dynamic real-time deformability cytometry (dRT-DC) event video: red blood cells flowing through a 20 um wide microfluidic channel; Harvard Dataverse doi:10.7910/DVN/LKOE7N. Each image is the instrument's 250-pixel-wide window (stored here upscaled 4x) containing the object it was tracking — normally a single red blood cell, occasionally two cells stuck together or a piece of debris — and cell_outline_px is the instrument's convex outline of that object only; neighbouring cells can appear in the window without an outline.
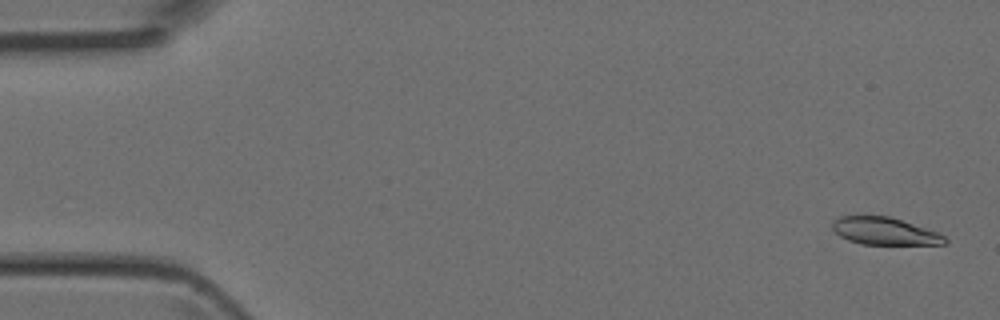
{"species": "Egyptian fruit bat (a non-hibernating species)", "species_latin": "Rousettus aegyptiacus", "temperature_condition": "room temperature", "stored_images_in_passage": 5, "segment_of_instrument_passage": [2, 2], "camera_frame_rate_fps": 3000, "um_per_image_px": 0.085, "animal": {"sex": "female"}, "frame": {"image": 1, "passage_image": 5, "time_ms": 1.333, "image_size_px": [1000, 320], "cell_outline_px": [[948, 244], [860, 244], [848, 240], [840, 236], [832, 228], [832, 220], [840, 216], [888, 216], [940, 232], [948, 240]], "centroid_in_image_um": [75.21, 19.65], "position_along_channel_um": 9.8, "area_um2": 17.98}}